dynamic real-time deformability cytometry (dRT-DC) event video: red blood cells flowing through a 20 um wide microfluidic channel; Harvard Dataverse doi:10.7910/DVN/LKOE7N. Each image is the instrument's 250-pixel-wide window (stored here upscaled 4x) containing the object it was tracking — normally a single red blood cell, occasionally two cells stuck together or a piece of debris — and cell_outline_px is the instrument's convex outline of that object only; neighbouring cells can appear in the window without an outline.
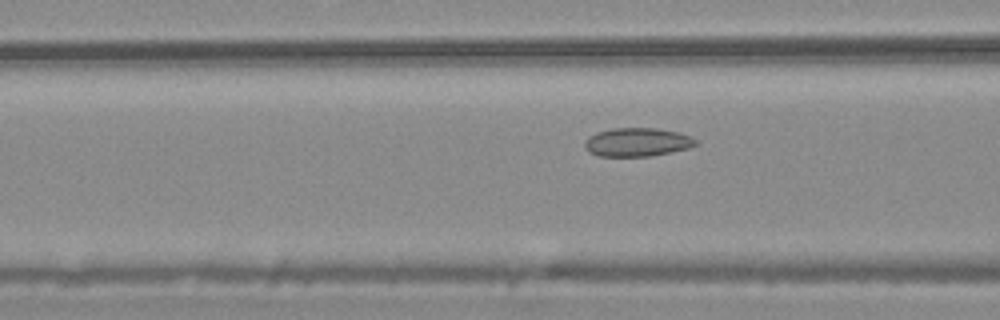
{"species": "common noctule bat (a hibernating species)", "species_latin": "Nyctalus noctula", "temperature_condition": "warm", "stored_images_in_passage": 8, "camera_frame_rate_fps": 3000, "um_per_image_px": 0.085, "animal": {"sex": "male", "body_mass_g": 20.4}, "frame": {"image": 1, "passage_image": 7, "time_ms": 2.0, "image_size_px": [1000, 320], "cell_outline_px": [[700, 144], [688, 148], [672, 152], [652, 156], [596, 156], [588, 152], [584, 148], [584, 140], [588, 136], [596, 132], [612, 128], [656, 128], [676, 132], [692, 136], [700, 140]], "centroid_in_image_um": [54.17, 12.09], "position_along_channel_um": 112.4, "area_um2": 18.9}}
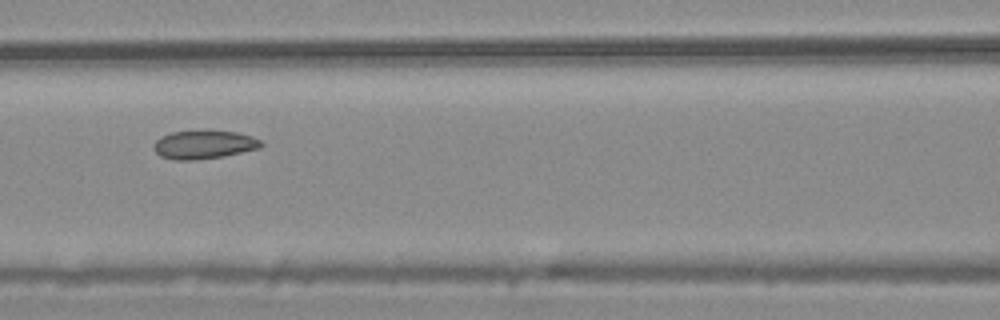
{"frame": {"image": 2, "passage_image": 8, "time_ms": 2.333, "image_size_px": [1000, 320], "cell_outline_px": [[264, 144], [260, 148], [224, 156], [196, 160], [176, 160], [160, 156], [152, 148], [152, 144], [160, 136], [172, 132], [236, 132], [252, 136], [260, 140]], "centroid_in_image_um": [17.31, 12.32], "position_along_channel_um": 149.3, "area_um2": 17.57}}